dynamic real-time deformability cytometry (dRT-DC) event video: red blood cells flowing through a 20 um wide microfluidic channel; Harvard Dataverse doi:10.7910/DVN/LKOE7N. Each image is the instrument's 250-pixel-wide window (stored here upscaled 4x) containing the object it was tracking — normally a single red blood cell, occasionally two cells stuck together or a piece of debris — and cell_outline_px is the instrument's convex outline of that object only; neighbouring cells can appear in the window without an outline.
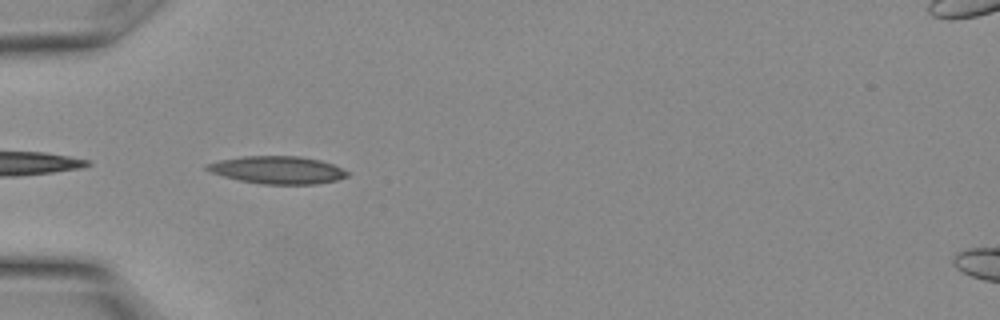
{"species": "Egyptian fruit bat (a non-hibernating species)", "species_latin": "Rousettus aegyptiacus", "temperature_condition": "warm", "stored_images_in_passage": 20, "camera_frame_rate_fps": 3000, "um_per_image_px": 0.085, "animal": {"sex": "female"}, "frame": {"image": 1, "passage_image": 7, "time_ms": 2.0, "image_size_px": [1000, 320], "cell_outline_px": [[348, 176], [336, 180], [316, 184], [260, 184], [240, 180], [224, 176], [212, 172], [204, 168], [204, 164], [220, 160], [244, 156], [300, 156], [320, 160], [332, 164], [348, 172]], "centroid_in_image_um": [23.57, 14.44], "position_along_channel_um": 61.4, "area_um2": 22.43}}
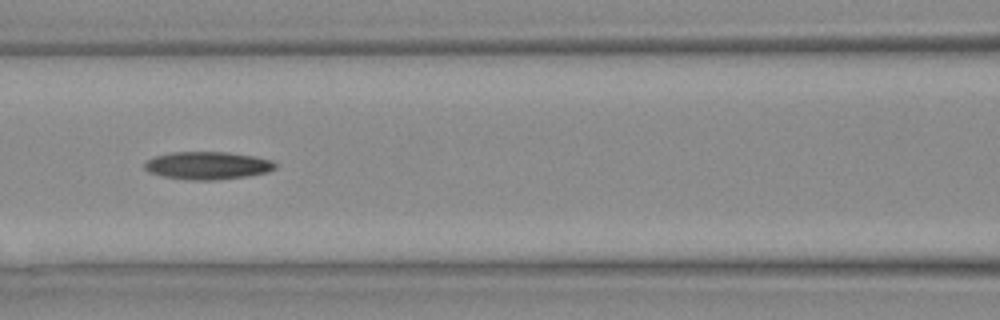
{"frame": {"image": 2, "passage_image": 11, "time_ms": 3.333, "image_size_px": [1000, 320], "cell_outline_px": [[276, 168], [268, 172], [244, 176], [212, 180], [192, 180], [164, 176], [148, 172], [144, 168], [144, 164], [148, 160], [156, 156], [172, 152], [228, 152], [256, 156], [272, 160], [276, 164]], "centroid_in_image_um": [17.66, 14.06], "position_along_channel_um": 148.9, "area_um2": 20.98}}
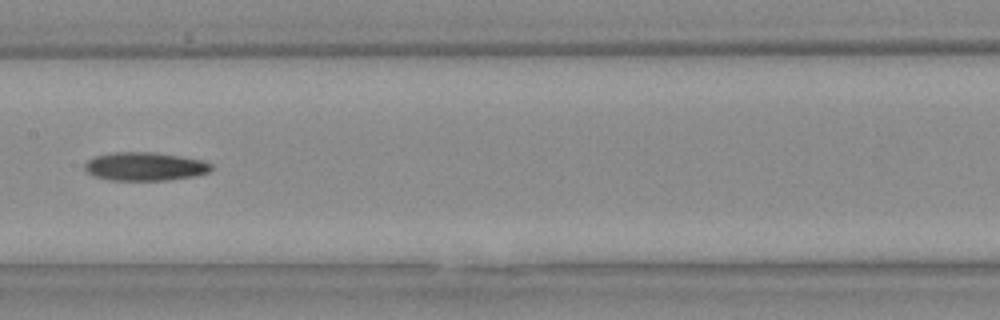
{"frame": {"image": 3, "passage_image": 13, "time_ms": 4.0, "image_size_px": [1000, 320], "cell_outline_px": [[212, 168], [208, 172], [196, 176], [164, 180], [112, 180], [96, 176], [88, 172], [84, 168], [84, 164], [92, 156], [112, 152], [156, 152], [204, 160], [212, 164]], "centroid_in_image_um": [12.32, 14.13], "position_along_channel_um": 195.1, "area_um2": 21.04}}